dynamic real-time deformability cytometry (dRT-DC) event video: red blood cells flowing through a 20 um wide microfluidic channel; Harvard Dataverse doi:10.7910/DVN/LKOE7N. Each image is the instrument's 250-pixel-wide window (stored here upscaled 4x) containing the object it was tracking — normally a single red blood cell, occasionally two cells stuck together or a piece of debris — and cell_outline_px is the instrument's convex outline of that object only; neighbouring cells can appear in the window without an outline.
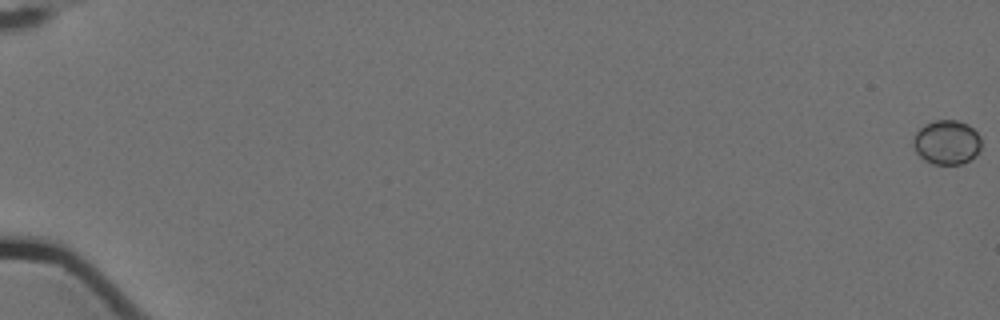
{"species": "Egyptian fruit bat (a non-hibernating species)", "species_latin": "Rousettus aegyptiacus", "temperature_condition": "cold", "stored_images_in_passage": 12, "camera_frame_rate_fps": 3000, "um_per_image_px": 0.085, "animal": {"sex": "female"}, "frame": {"image": 1, "passage_image": 1, "time_ms": 0.0, "image_size_px": [1000, 320], "cell_outline_px": [[980, 148], [976, 156], [960, 164], [932, 164], [924, 160], [916, 152], [912, 144], [912, 140], [916, 132], [924, 124], [936, 120], [956, 120], [968, 124], [980, 136]], "centroid_in_image_um": [80.45, 12.09], "position_along_channel_um": 4.5, "area_um2": 17.63}}
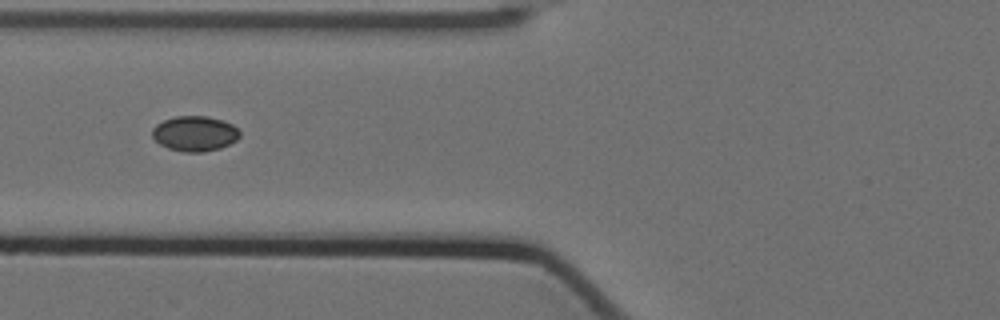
{"frame": {"image": 2, "passage_image": 7, "time_ms": 2.0, "image_size_px": [1000, 320], "cell_outline_px": [[240, 136], [236, 140], [220, 148], [204, 152], [184, 152], [168, 148], [160, 144], [152, 136], [152, 128], [156, 124], [164, 120], [176, 116], [208, 116], [224, 120], [232, 124], [240, 132]], "centroid_in_image_um": [16.55, 11.35], "position_along_channel_um": 109.2, "area_um2": 17.98}}
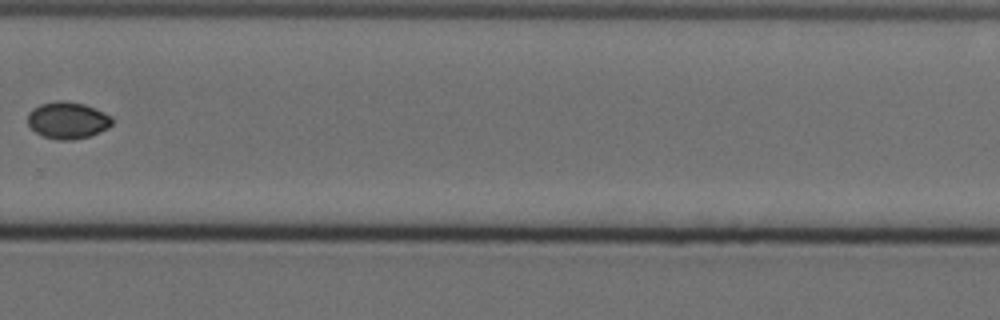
{"frame": {"image": 3, "passage_image": 12, "time_ms": 3.667, "image_size_px": [1000, 320], "cell_outline_px": [[112, 124], [108, 128], [100, 132], [88, 136], [72, 140], [56, 140], [44, 136], [36, 132], [28, 124], [28, 112], [32, 108], [40, 104], [84, 104], [112, 116]], "centroid_in_image_um": [5.76, 10.28], "position_along_channel_um": 324.0, "area_um2": 17.4}}